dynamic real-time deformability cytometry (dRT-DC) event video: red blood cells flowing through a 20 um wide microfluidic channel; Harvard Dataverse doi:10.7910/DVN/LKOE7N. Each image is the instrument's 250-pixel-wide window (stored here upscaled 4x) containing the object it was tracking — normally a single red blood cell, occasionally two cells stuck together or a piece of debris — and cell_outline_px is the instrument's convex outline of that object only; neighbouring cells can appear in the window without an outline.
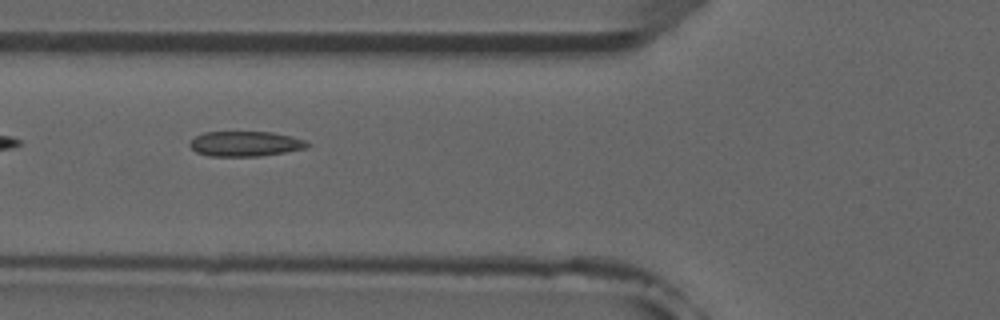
{"species": "common noctule bat (a hibernating species)", "species_latin": "Nyctalus noctula", "temperature_condition": "room temperature", "stored_images_in_passage": 8, "camera_frame_rate_fps": 3000, "um_per_image_px": 0.085, "animal": {"sex": "male", "forearm_length_mm": 52.5}, "frame": {"image": 1, "passage_image": 6, "time_ms": 5.667, "image_size_px": [1000, 320], "cell_outline_px": [[312, 144], [308, 148], [260, 156], [208, 156], [196, 152], [188, 144], [196, 136], [204, 132], [272, 132], [292, 136], [304, 140]], "centroid_in_image_um": [20.88, 12.22], "position_along_channel_um": 104.9, "area_um2": 17.22}}
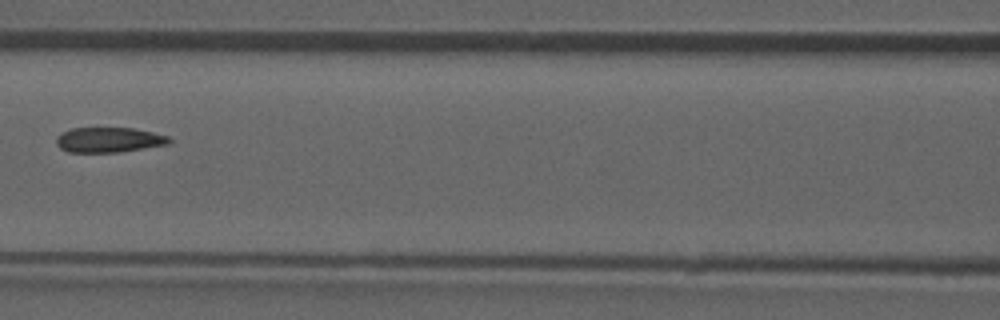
{"frame": {"image": 2, "passage_image": 7, "time_ms": 7.0, "image_size_px": [1000, 320], "cell_outline_px": [[172, 140], [168, 144], [120, 152], [68, 152], [60, 148], [56, 144], [56, 136], [60, 132], [72, 128], [132, 128], [152, 132], [168, 136]], "centroid_in_image_um": [9.21, 11.88], "position_along_channel_um": 157.4, "area_um2": 16.53}}